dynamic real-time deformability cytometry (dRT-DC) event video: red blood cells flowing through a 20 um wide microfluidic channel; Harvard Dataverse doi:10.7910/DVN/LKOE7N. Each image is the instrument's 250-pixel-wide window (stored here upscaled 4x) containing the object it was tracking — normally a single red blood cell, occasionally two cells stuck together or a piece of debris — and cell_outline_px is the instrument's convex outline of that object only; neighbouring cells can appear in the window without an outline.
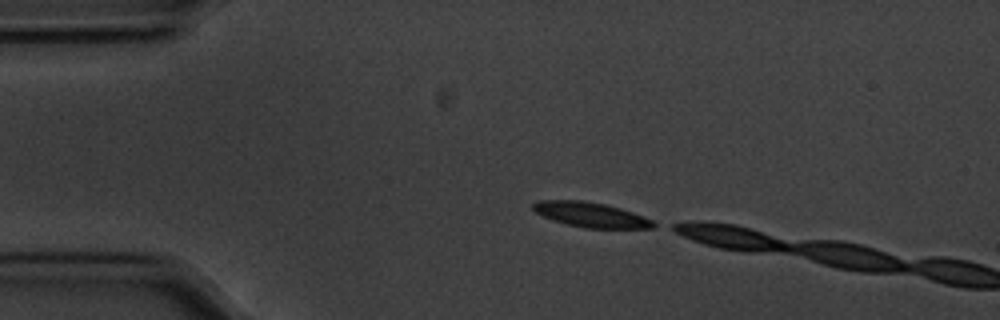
{"species": "common noctule bat (a hibernating species)", "species_latin": "Nyctalus noctula", "temperature_condition": "cold", "stored_images_in_passage": 3, "camera_frame_rate_fps": 3000, "um_per_image_px": 0.085, "animal": {"sex": "male", "body_mass_g": 20.1, "forearm_length_mm": 53.5}, "frame": {"image": 1, "passage_image": 1, "time_ms": 0.0, "image_size_px": [1000, 320], "cell_outline_px": [[660, 224], [656, 228], [584, 228], [568, 224], [544, 216], [536, 212], [532, 208], [532, 204], [540, 200], [584, 200], [604, 204], [620, 208], [644, 216]], "centroid_in_image_um": [50.29, 18.25], "position_along_channel_um": 34.7, "area_um2": 17.4}}